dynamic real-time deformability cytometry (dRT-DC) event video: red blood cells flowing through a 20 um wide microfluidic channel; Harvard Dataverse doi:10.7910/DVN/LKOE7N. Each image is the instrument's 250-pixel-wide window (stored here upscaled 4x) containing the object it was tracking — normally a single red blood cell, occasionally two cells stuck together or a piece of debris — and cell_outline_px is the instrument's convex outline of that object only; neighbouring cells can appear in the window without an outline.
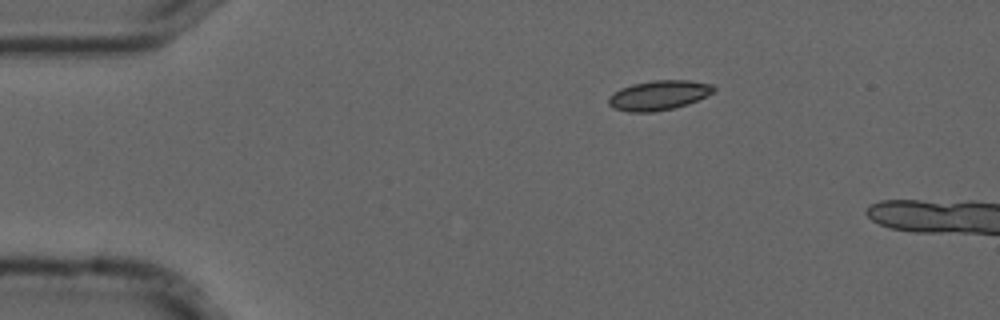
{"species": "common noctule bat (a hibernating species)", "species_latin": "Nyctalus noctula", "temperature_condition": "cold", "stored_images_in_passage": 7, "camera_frame_rate_fps": 3000, "um_per_image_px": 0.085, "animal": {"sex": "male", "forearm_length_mm": 52.5}, "frame": {"image": 1, "passage_image": 1, "time_ms": 0.0, "image_size_px": [1000, 320], "cell_outline_px": [[716, 88], [712, 92], [688, 104], [672, 108], [652, 112], [628, 112], [612, 108], [608, 104], [608, 96], [620, 88], [632, 84], [652, 80], [688, 80], [712, 84]], "centroid_in_image_um": [55.94, 8.09], "position_along_channel_um": 29.1, "area_um2": 18.15}}